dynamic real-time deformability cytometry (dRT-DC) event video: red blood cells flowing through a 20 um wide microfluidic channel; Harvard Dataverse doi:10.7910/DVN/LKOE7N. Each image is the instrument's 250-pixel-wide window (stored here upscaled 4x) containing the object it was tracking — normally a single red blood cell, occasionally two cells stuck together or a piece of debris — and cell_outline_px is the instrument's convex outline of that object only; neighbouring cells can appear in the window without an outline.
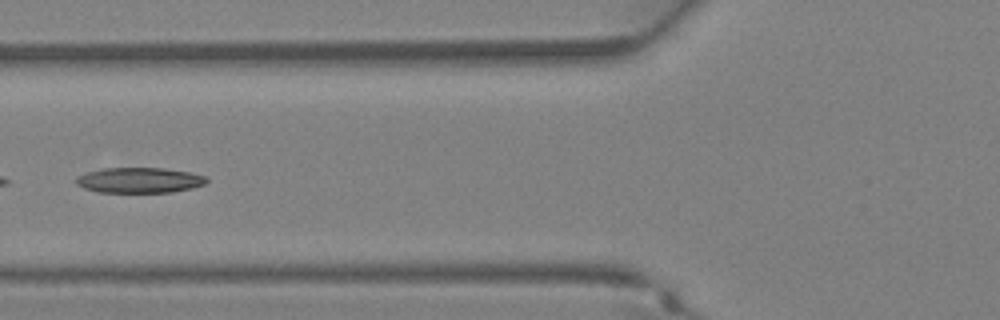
{"species": "Egyptian fruit bat (a non-hibernating species)", "species_latin": "Rousettus aegyptiacus", "temperature_condition": "warm", "stored_images_in_passage": 24, "camera_frame_rate_fps": 3000, "um_per_image_px": 0.085, "animal": {"sex": "female"}, "frame": {"image": 1, "passage_image": 4, "time_ms": 1.0, "image_size_px": [1000, 320], "cell_outline_px": [[208, 180], [204, 184], [192, 188], [172, 192], [100, 192], [84, 188], [76, 184], [76, 176], [88, 172], [104, 168], [164, 168], [188, 172], [208, 176]], "centroid_in_image_um": [11.86, 15.31], "position_along_channel_um": 113.9, "area_um2": 19.25}}
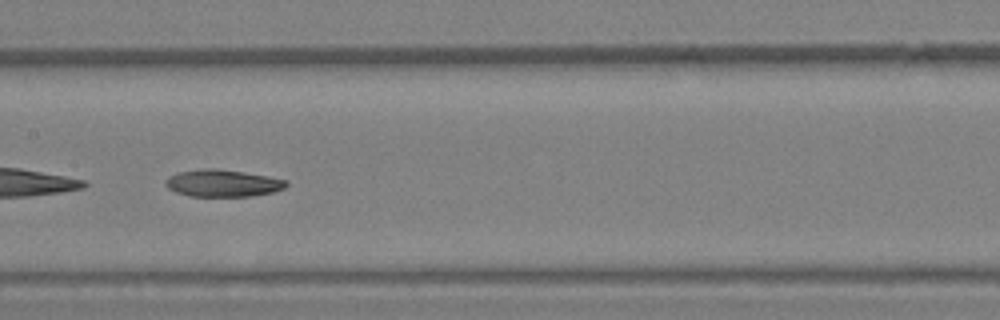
{"frame": {"image": 2, "passage_image": 8, "time_ms": 2.333, "image_size_px": [1000, 320], "cell_outline_px": [[288, 184], [284, 188], [272, 192], [252, 196], [192, 196], [176, 192], [168, 188], [164, 184], [164, 180], [168, 176], [180, 172], [208, 168], [216, 168], [244, 172], [268, 176], [288, 180]], "centroid_in_image_um": [18.93, 15.57], "position_along_channel_um": 188.5, "area_um2": 19.02}}
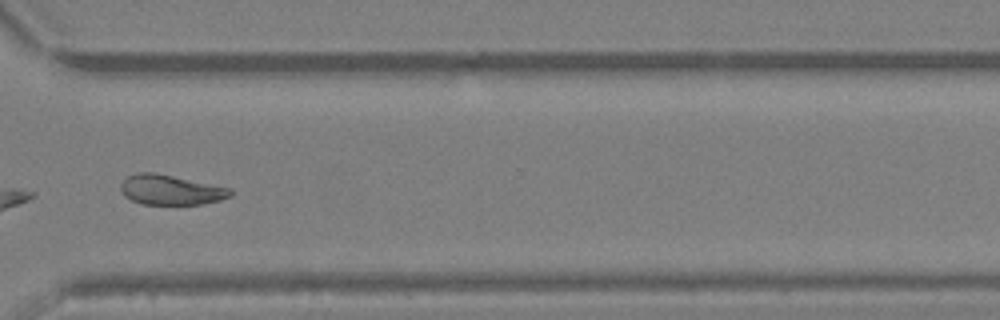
{"frame": {"image": 3, "passage_image": 17, "time_ms": 5.333, "image_size_px": [1000, 320], "cell_outline_px": [[232, 196], [220, 200], [200, 204], [140, 204], [124, 196], [120, 188], [120, 184], [128, 176], [136, 172], [156, 172], [232, 188]], "centroid_in_image_um": [14.51, 16.13], "position_along_channel_um": 356.1, "area_um2": 19.31}}